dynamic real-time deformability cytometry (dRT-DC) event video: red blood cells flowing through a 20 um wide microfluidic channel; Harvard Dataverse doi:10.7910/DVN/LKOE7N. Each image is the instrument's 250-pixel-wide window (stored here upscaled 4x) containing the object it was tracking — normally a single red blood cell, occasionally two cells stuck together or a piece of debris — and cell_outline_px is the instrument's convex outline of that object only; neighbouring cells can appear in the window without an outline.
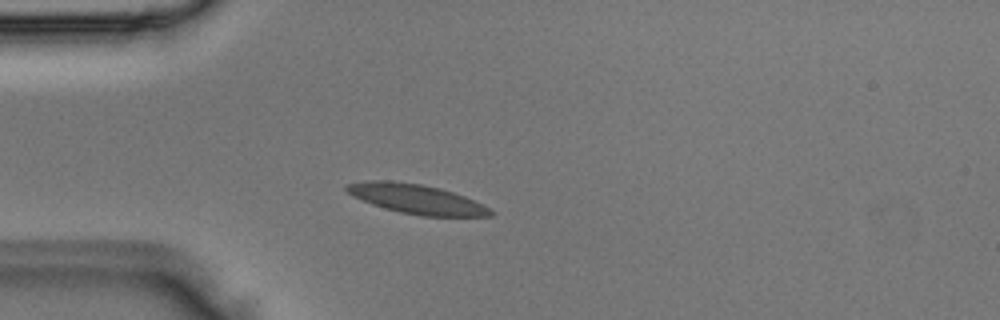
{"species": "Egyptian fruit bat (a non-hibernating species)", "species_latin": "Rousettus aegyptiacus", "temperature_condition": "room temperature", "stored_images_in_passage": 2, "camera_frame_rate_fps": 3000, "um_per_image_px": 0.085, "animal": {"sex": "male"}, "frame": {"image": 1, "passage_image": 2, "time_ms": 0.333, "image_size_px": [1000, 320], "cell_outline_px": [[496, 212], [492, 216], [420, 216], [400, 212], [384, 208], [372, 204], [352, 196], [344, 188], [344, 184], [368, 180], [392, 180], [420, 184], [440, 188], [464, 196], [484, 204]], "centroid_in_image_um": [35.4, 16.91], "position_along_channel_um": 49.6, "area_um2": 24.91}}